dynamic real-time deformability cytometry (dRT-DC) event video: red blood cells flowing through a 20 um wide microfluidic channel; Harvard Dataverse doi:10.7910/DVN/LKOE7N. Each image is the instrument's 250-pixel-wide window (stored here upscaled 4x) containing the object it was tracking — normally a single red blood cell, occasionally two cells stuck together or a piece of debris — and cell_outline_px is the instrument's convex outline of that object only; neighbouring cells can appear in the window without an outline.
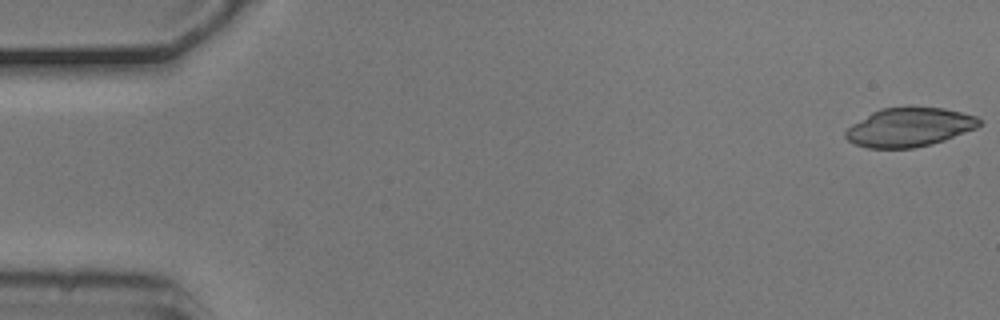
{"species": "common noctule bat (a hibernating species)", "species_latin": "Nyctalus noctula", "temperature_condition": "cold", "stored_images_in_passage": 4, "camera_frame_rate_fps": 3000, "um_per_image_px": 0.085, "animal": {"sex": "male", "body_mass_g": 20.5, "forearm_length_mm": 52.5}, "frame": {"image": 1, "passage_image": 1, "time_ms": 0.0, "image_size_px": [1000, 320], "cell_outline_px": [[984, 124], [976, 128], [944, 140], [912, 148], [868, 148], [856, 144], [848, 140], [844, 136], [844, 132], [852, 124], [872, 112], [880, 108], [944, 108], [976, 116], [984, 120]], "centroid_in_image_um": [77.31, 10.82], "position_along_channel_um": 7.7, "area_um2": 30.0}}